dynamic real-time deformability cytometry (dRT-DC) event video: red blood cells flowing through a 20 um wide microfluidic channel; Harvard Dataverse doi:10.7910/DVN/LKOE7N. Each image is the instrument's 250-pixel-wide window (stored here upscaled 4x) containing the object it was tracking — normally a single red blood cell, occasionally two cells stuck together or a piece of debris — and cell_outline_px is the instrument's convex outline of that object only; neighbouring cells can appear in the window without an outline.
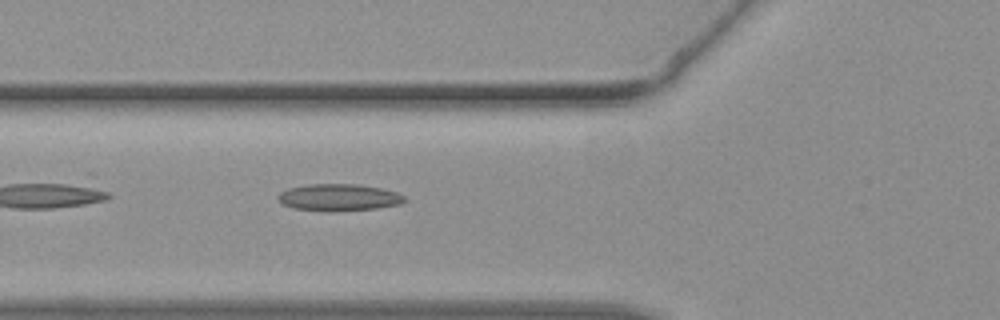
{"species": "common noctule bat (a hibernating species)", "species_latin": "Nyctalus noctula", "temperature_condition": "warm", "stored_images_in_passage": 29, "camera_frame_rate_fps": 3000, "um_per_image_px": 0.085, "animal": {"sex": "female", "body_mass_g": 19.3, "forearm_length_mm": 54.1}, "frame": {"image": 1, "passage_image": 4, "time_ms": 1.0, "image_size_px": [1000, 320], "cell_outline_px": [[404, 200], [400, 204], [376, 208], [336, 212], [328, 212], [292, 208], [284, 204], [276, 196], [280, 192], [288, 188], [308, 184], [356, 184], [380, 188], [396, 192], [404, 196]], "centroid_in_image_um": [28.76, 16.79], "position_along_channel_um": 97.0, "area_um2": 19.88}}
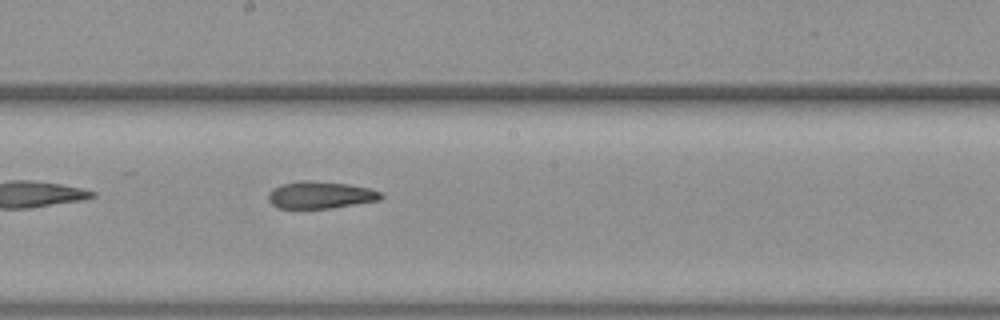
{"frame": {"image": 2, "passage_image": 12, "time_ms": 3.667, "image_size_px": [1000, 320], "cell_outline_px": [[384, 196], [380, 200], [332, 208], [276, 208], [268, 200], [268, 192], [272, 188], [280, 184], [300, 180], [308, 180], [348, 184], [368, 188], [380, 192]], "centroid_in_image_um": [27.19, 16.57], "position_along_channel_um": 221.0, "area_um2": 17.92}}
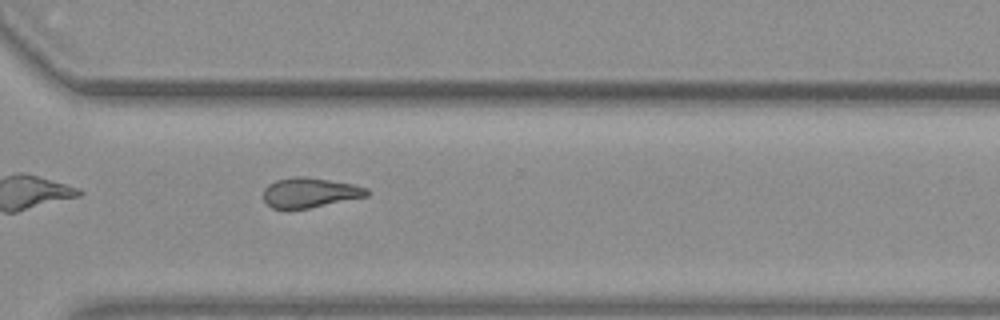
{"frame": {"image": 3, "passage_image": 20, "time_ms": 6.333, "image_size_px": [1000, 320], "cell_outline_px": [[368, 196], [308, 208], [272, 208], [264, 200], [264, 188], [268, 184], [276, 180], [296, 176], [308, 176], [352, 184], [368, 188]], "centroid_in_image_um": [26.33, 16.35], "position_along_channel_um": 344.3, "area_um2": 17.86}}